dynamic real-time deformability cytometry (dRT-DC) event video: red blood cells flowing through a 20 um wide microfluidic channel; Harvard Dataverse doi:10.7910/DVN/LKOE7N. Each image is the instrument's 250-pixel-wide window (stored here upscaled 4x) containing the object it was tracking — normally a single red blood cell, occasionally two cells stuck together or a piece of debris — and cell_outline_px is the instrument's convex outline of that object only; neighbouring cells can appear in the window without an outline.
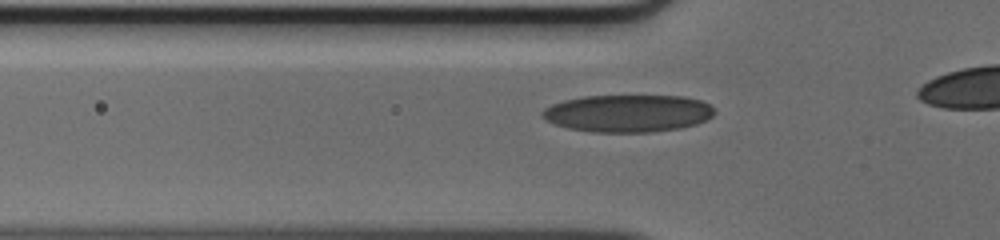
{"species": "human", "species_latin": "Homo sapiens", "temperature_condition": "cold", "stored_images_in_passage": 19, "camera_frame_rate_fps": 3000, "um_per_image_px": 0.085, "donor": {"sex": "male"}, "frame": {"image": 1, "passage_image": 13, "time_ms": 4.0, "image_size_px": [1000, 240], "cell_outline_px": [[716, 112], [708, 120], [696, 124], [680, 128], [652, 132], [592, 132], [568, 128], [552, 124], [544, 120], [540, 116], [540, 112], [544, 108], [552, 104], [564, 100], [584, 96], [684, 96], [700, 100], [708, 104]], "centroid_in_image_um": [53.33, 9.64], "position_along_channel_um": 72.5, "area_um2": 37.8}}
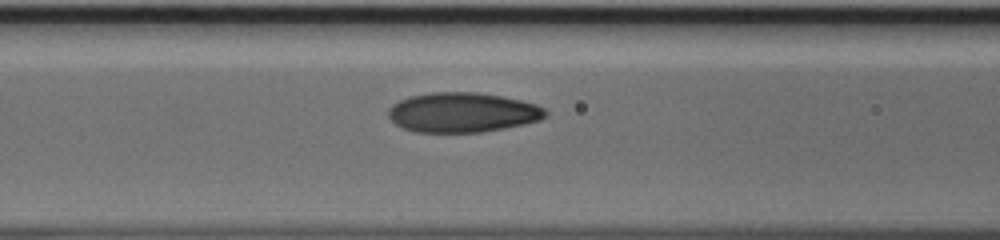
{"frame": {"image": 2, "passage_image": 17, "time_ms": 5.333, "image_size_px": [1000, 240], "cell_outline_px": [[548, 112], [540, 120], [524, 124], [504, 128], [480, 132], [416, 132], [404, 128], [396, 124], [388, 116], [388, 108], [392, 104], [408, 96], [432, 92], [476, 92], [500, 96], [520, 100], [536, 104], [544, 108]], "centroid_in_image_um": [39.29, 9.55], "position_along_channel_um": 127.3, "area_um2": 36.36}}